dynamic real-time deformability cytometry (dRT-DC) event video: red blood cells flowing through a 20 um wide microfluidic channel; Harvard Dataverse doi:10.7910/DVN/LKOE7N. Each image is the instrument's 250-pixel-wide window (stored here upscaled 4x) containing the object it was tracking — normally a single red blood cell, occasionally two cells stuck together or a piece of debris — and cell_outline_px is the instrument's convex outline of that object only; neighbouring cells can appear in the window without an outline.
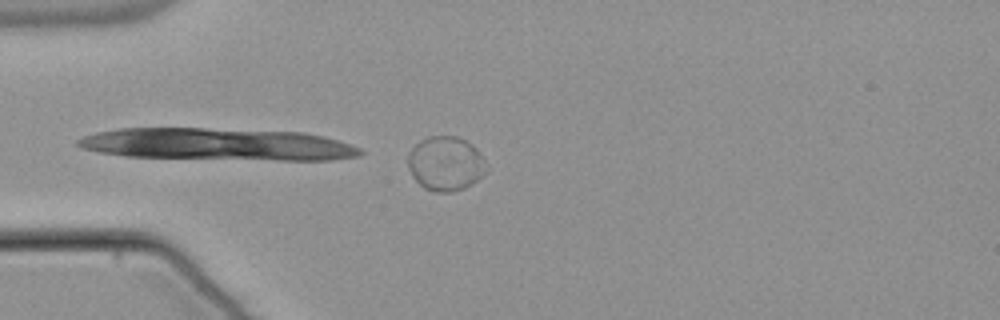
{"species": "common noctule bat (a hibernating species)", "species_latin": "Nyctalus noctula", "temperature_condition": "warm", "stored_images_in_passage": 9, "camera_frame_rate_fps": 3000, "um_per_image_px": 0.085, "animal": {"sex": "male", "body_mass_g": 21.5, "forearm_length_mm": 52.0}, "frame": {"image": 1, "passage_image": 9, "time_ms": 2.667, "image_size_px": [1000, 320], "cell_outline_px": [[484, 172], [476, 180], [464, 188], [452, 192], [436, 192], [424, 188], [412, 176], [408, 168], [408, 152], [420, 140], [428, 136], [456, 136], [472, 144], [476, 148], [484, 160]], "centroid_in_image_um": [37.83, 13.89], "position_along_channel_um": 47.2, "area_um2": 24.57}}